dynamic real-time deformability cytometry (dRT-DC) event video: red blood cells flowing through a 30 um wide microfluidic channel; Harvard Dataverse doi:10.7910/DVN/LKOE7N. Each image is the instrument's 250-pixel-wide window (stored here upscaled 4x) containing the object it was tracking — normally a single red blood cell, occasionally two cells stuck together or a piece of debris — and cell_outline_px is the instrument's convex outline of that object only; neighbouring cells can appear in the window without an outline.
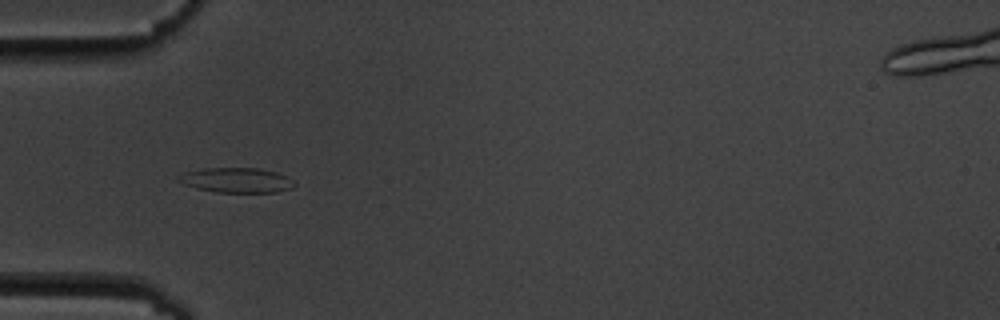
{"species": "common noctule bat (a hibernating species)", "species_latin": "Nyctalus noctula", "temperature_condition": "cold", "stored_images_in_passage": 6, "camera_frame_rate_fps": 3000, "um_per_image_px": 0.085, "animal": {"sex": "male", "body_mass_g": 19.5, "forearm_length_mm": 54.6}, "frame": {"image": 1, "passage_image": 5, "time_ms": 5.333, "image_size_px": [1000, 320], "cell_outline_px": [[296, 184], [292, 188], [276, 192], [216, 192], [196, 188], [184, 184], [176, 180], [176, 176], [184, 172], [204, 168], [260, 168], [276, 172], [288, 176]], "centroid_in_image_um": [20.09, 15.31], "position_along_channel_um": 64.9, "area_um2": 16.94}}
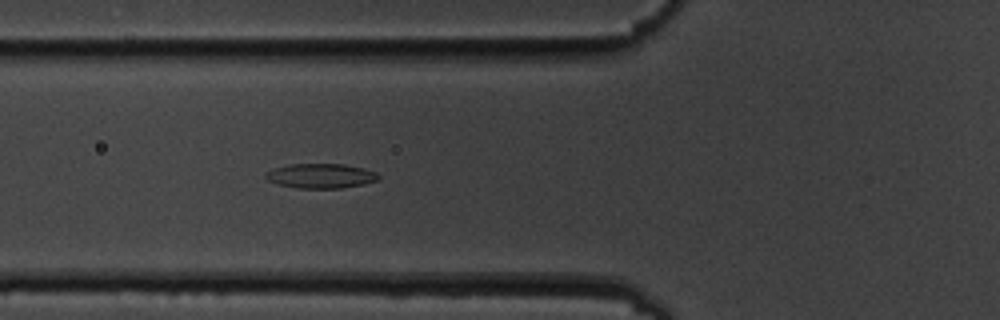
{"frame": {"image": 2, "passage_image": 6, "time_ms": 6.333, "image_size_px": [1000, 320], "cell_outline_px": [[380, 176], [376, 180], [364, 184], [340, 188], [300, 188], [280, 184], [268, 180], [264, 176], [272, 168], [292, 164], [344, 164], [364, 168], [376, 172]], "centroid_in_image_um": [27.29, 14.94], "position_along_channel_um": 98.5, "area_um2": 16.01}}